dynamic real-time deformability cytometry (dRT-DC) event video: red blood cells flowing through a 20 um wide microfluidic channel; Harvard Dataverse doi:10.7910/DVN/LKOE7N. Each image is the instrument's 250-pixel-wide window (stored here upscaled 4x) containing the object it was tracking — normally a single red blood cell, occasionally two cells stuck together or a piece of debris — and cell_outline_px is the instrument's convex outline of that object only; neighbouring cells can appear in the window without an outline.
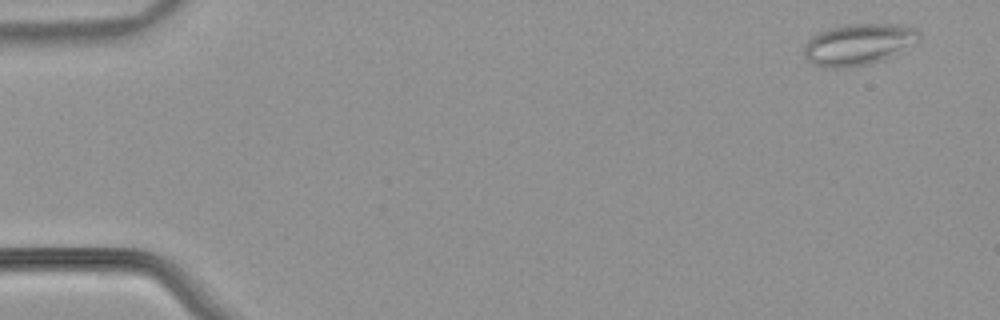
{"species": "common noctule bat (a hibernating species)", "species_latin": "Nyctalus noctula", "temperature_condition": "warm", "stored_images_in_passage": 52, "camera_frame_rate_fps": 3000, "um_per_image_px": 0.085, "animal": {"sex": "male", "body_mass_g": 21.5, "forearm_length_mm": 52.0}, "frame": {"image": 1, "passage_image": 1, "time_ms": 0.0, "image_size_px": [1000, 320], "cell_outline_px": [[920, 40], [880, 60], [868, 64], [844, 68], [824, 68], [812, 64], [804, 56], [804, 44], [812, 36], [820, 32], [844, 24], [900, 24], [916, 28], [920, 32]], "centroid_in_image_um": [72.93, 3.76], "position_along_channel_um": 12.1, "area_um2": 27.57}}
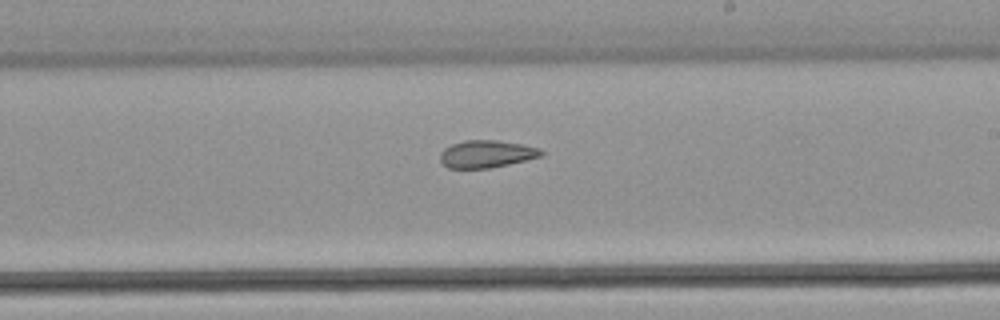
{"frame": {"image": 2, "passage_image": 30, "time_ms": 9.667, "image_size_px": [1000, 320], "cell_outline_px": [[544, 152], [540, 156], [508, 164], [488, 168], [448, 168], [440, 160], [440, 152], [444, 148], [452, 144], [464, 140], [500, 140], [540, 148]], "centroid_in_image_um": [41.32, 13.08], "position_along_channel_um": 247.7, "area_um2": 16.01}}
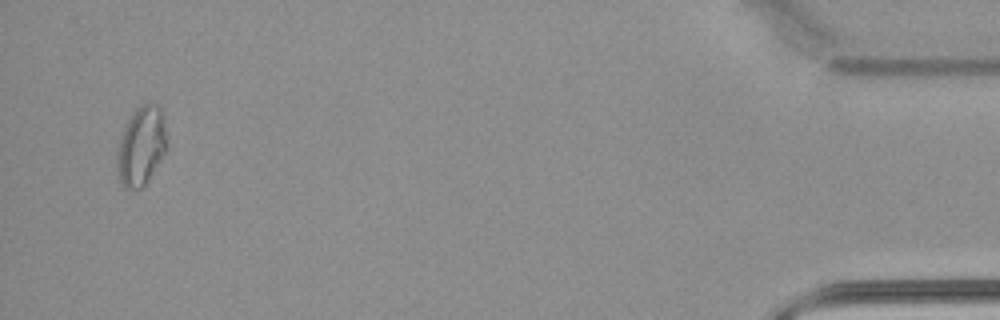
{"frame": {"image": 3, "passage_image": 50, "time_ms": 16.333, "image_size_px": [1000, 320], "cell_outline_px": [[168, 148], [144, 184], [140, 188], [124, 188], [120, 184], [116, 168], [120, 136], [128, 116], [140, 104], [148, 100], [160, 104], [164, 120], [168, 144]], "centroid_in_image_um": [12.01, 12.32], "position_along_channel_um": 423.2, "area_um2": 23.35}, "authors_computed_cell_mechanics": {"area_um2": 19.5364, "velocity_mm_per_s": 3.8408, "shape_relaxation_time_tau1_ms": null, "shape_relaxation_time_tau2_ms": 5.432, "deformation_change_tau1": null, "deformation_change_tau2": 0.1295}}